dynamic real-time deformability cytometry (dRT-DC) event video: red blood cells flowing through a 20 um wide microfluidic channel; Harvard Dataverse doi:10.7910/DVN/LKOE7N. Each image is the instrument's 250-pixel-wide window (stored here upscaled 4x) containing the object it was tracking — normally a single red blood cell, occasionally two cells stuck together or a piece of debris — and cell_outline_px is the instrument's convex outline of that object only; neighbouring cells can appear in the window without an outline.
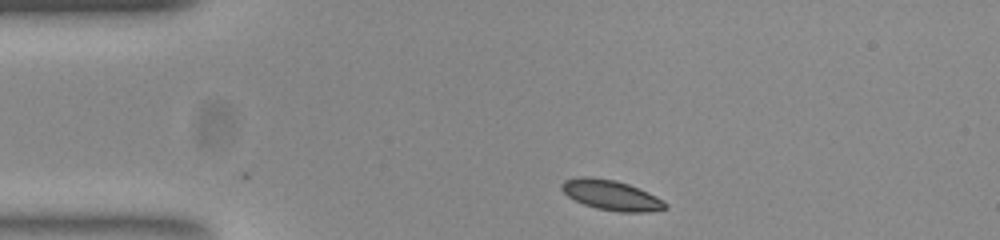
{"species": "common noctule bat (a hibernating species)", "species_latin": "Nyctalus noctula", "temperature_condition": "room temperature", "stored_images_in_passage": 2, "camera_frame_rate_fps": 3000, "um_per_image_px": 0.085, "animal": {"sex": "female", "body_mass_g": 23.0, "forearm_length_mm": 53.4}, "frame": {"image": 1, "passage_image": 2, "time_ms": 0.333, "image_size_px": [1000, 240], "cell_outline_px": [[668, 208], [644, 212], [620, 212], [596, 208], [584, 204], [568, 196], [560, 188], [560, 184], [564, 180], [584, 176], [616, 180], [628, 184], [656, 196], [668, 204]], "centroid_in_image_um": [51.94, 16.59], "position_along_channel_um": 33.1, "area_um2": 17.98}}